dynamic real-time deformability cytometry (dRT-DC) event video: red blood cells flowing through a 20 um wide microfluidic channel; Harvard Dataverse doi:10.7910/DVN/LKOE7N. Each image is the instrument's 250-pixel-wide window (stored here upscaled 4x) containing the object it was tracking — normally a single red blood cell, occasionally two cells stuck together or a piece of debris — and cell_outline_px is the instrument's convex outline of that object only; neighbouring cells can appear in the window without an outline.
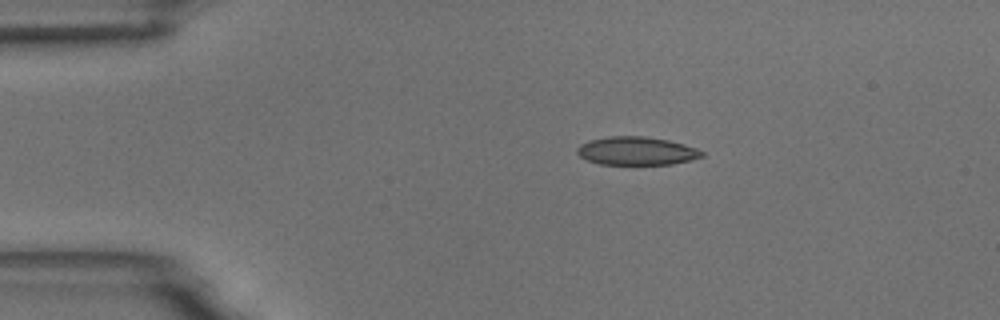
{"species": "common noctule bat (a hibernating species)", "species_latin": "Nyctalus noctula", "temperature_condition": "room temperature", "stored_images_in_passage": 53, "camera_frame_rate_fps": 3000, "um_per_image_px": 0.085, "animal": {"sex": "male", "body_mass_g": 18.8}, "frame": {"image": 1, "passage_image": 9, "time_ms": 2.667, "image_size_px": [1000, 320], "cell_outline_px": [[704, 156], [692, 160], [672, 164], [600, 164], [588, 160], [580, 156], [576, 152], [576, 148], [580, 144], [588, 140], [608, 136], [644, 136], [668, 140], [684, 144], [696, 148], [704, 152]], "centroid_in_image_um": [54.1, 12.82], "position_along_channel_um": 30.9, "area_um2": 20.63}}
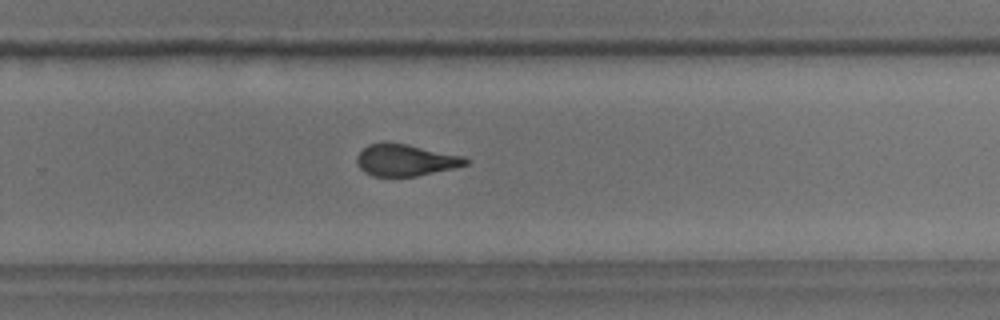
{"frame": {"image": 2, "passage_image": 34, "time_ms": 11.0, "image_size_px": [1000, 320], "cell_outline_px": [[472, 160], [468, 164], [456, 168], [416, 176], [372, 176], [364, 172], [356, 164], [356, 156], [368, 144], [404, 144], [464, 156]], "centroid_in_image_um": [34.5, 13.64], "position_along_channel_um": 295.3, "area_um2": 19.88}}
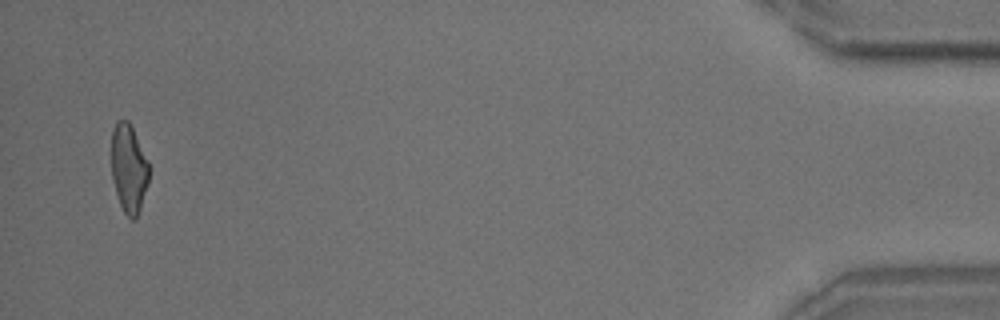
{"frame": {"image": 3, "passage_image": 51, "time_ms": 16.667, "image_size_px": [1000, 320], "cell_outline_px": [[148, 180], [140, 208], [136, 220], [132, 220], [124, 212], [120, 204], [112, 180], [112, 132], [116, 120], [128, 120], [148, 160]], "centroid_in_image_um": [10.93, 14.31], "position_along_channel_um": 424.3, "area_um2": 19.07}, "authors_computed_cell_mechanics": {"area_um2": 20.9236, "velocity_mm_per_s": 3.7549, "shape_relaxation_time_tau1_ms": 8.9071, "shape_relaxation_time_tau2_ms": 1.4585, "deformation_change_tau1": 0.2027, "deformation_change_tau2": 0.0842}}